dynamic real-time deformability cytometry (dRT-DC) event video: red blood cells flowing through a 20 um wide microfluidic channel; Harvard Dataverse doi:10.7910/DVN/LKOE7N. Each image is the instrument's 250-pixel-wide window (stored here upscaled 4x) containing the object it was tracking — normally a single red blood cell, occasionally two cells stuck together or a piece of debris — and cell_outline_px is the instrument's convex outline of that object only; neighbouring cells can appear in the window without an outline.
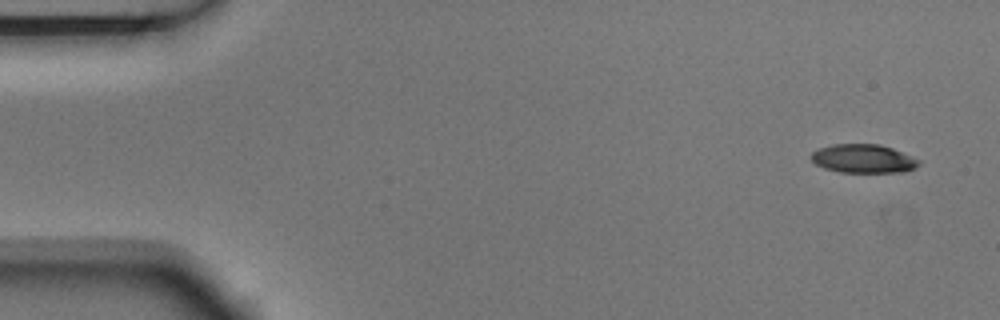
{"species": "Egyptian fruit bat (a non-hibernating species)", "species_latin": "Rousettus aegyptiacus", "temperature_condition": "room temperature", "stored_images_in_passage": 4, "camera_frame_rate_fps": 3000, "um_per_image_px": 0.085, "animal": {"sex": "male"}, "frame": {"image": 1, "passage_image": 1, "time_ms": 0.0, "image_size_px": [1000, 320], "cell_outline_px": [[920, 164], [916, 168], [904, 172], [840, 172], [824, 168], [816, 164], [808, 156], [812, 152], [820, 148], [832, 144], [880, 144], [892, 148], [912, 156], [920, 160]], "centroid_in_image_um": [73.39, 13.48], "position_along_channel_um": 11.6, "area_um2": 18.09}}
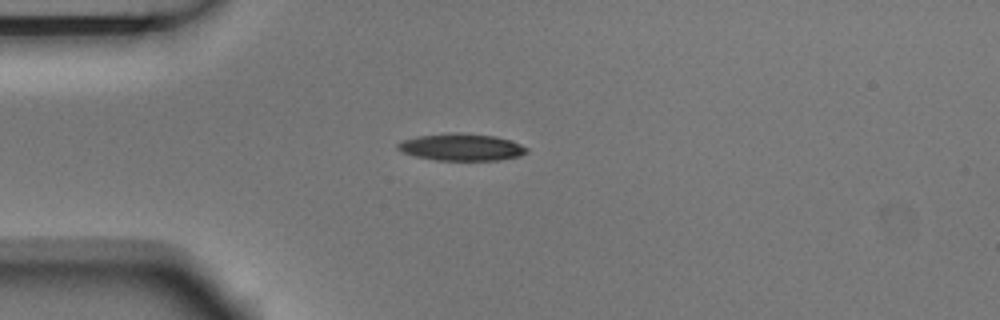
{"frame": {"image": 2, "passage_image": 4, "time_ms": 1.0, "image_size_px": [1000, 320], "cell_outline_px": [[528, 152], [520, 156], [500, 160], [436, 160], [416, 156], [404, 152], [396, 148], [396, 144], [400, 140], [416, 136], [452, 132], [460, 132], [496, 136], [512, 140], [528, 148]], "centroid_in_image_um": [39.23, 12.49], "position_along_channel_um": 45.8, "area_um2": 20.58}}